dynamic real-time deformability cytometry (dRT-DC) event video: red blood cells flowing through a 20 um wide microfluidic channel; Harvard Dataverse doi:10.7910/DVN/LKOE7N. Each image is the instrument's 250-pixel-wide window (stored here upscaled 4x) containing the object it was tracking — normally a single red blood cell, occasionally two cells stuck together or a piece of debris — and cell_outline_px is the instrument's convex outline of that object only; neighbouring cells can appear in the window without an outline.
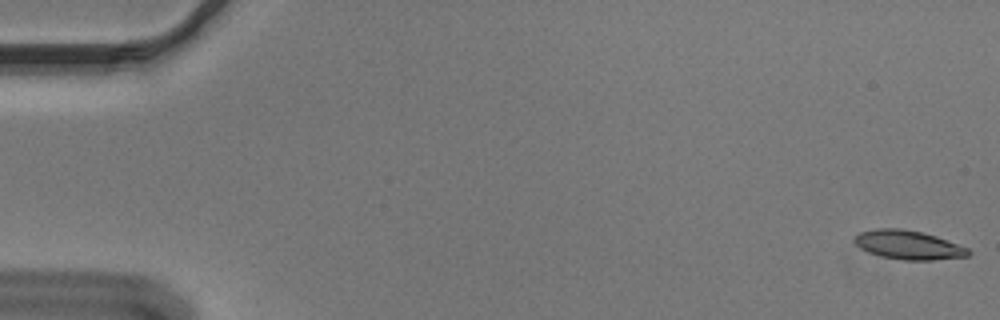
{"species": "Egyptian fruit bat (a non-hibernating species)", "species_latin": "Rousettus aegyptiacus", "temperature_condition": "cold", "stored_images_in_passage": 55, "camera_frame_rate_fps": 3000, "um_per_image_px": 0.085, "animal": {"sex": "male"}, "frame": {"image": 1, "passage_image": 1, "time_ms": 0.0, "image_size_px": [1000, 320], "cell_outline_px": [[972, 252], [968, 256], [932, 260], [904, 260], [880, 256], [868, 252], [860, 248], [852, 240], [860, 232], [876, 228], [900, 228], [920, 232], [936, 236], [968, 248]], "centroid_in_image_um": [77.19, 20.82], "position_along_channel_um": 7.8, "area_um2": 19.13}}
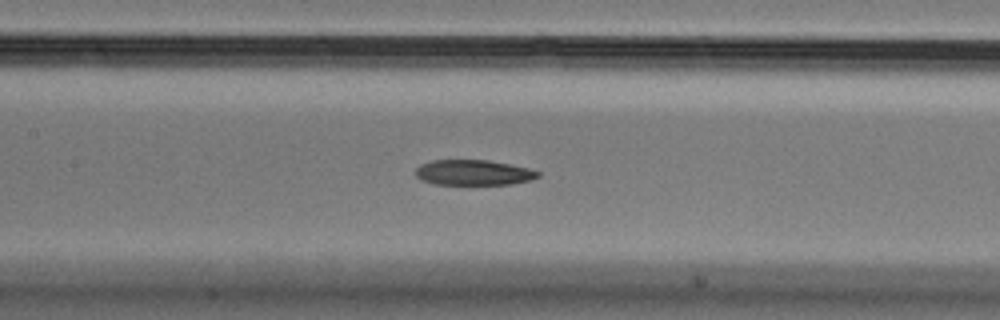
{"frame": {"image": 2, "passage_image": 26, "time_ms": 8.333, "image_size_px": [1000, 320], "cell_outline_px": [[540, 176], [532, 180], [512, 184], [432, 184], [420, 180], [416, 176], [416, 168], [420, 164], [432, 160], [488, 160], [528, 168], [540, 172]], "centroid_in_image_um": [40.23, 14.67], "position_along_channel_um": 167.2, "area_um2": 18.15}}
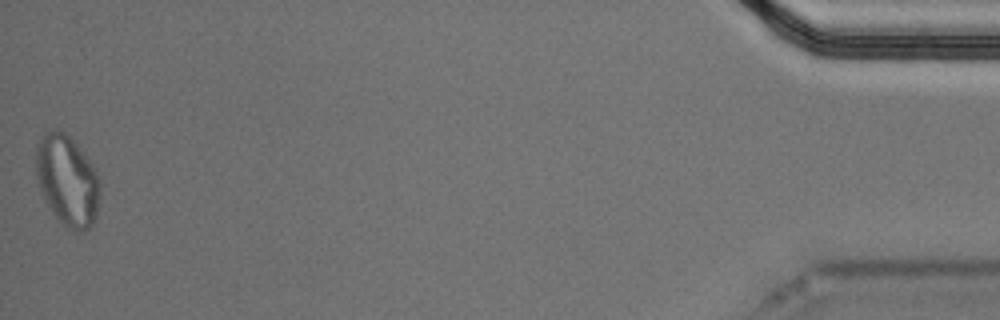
{"frame": {"image": 3, "passage_image": 55, "time_ms": 18.0, "image_size_px": [1000, 320], "cell_outline_px": [[100, 196], [96, 216], [92, 224], [84, 232], [72, 232], [64, 228], [52, 212], [44, 200], [36, 176], [36, 144], [44, 132], [56, 128], [64, 132], [76, 144], [96, 168], [100, 180]], "centroid_in_image_um": [5.72, 15.37], "position_along_channel_um": 429.5, "area_um2": 34.45}, "authors_computed_cell_mechanics": {"area_um2": 19.5364, "velocity_mm_per_s": 3.6527, "shape_relaxation_time_tau1_ms": 8.8107, "shape_relaxation_time_tau2_ms": 10.6702, "deformation_change_tau1": 0.1861, "deformation_change_tau2": 0.2247}}